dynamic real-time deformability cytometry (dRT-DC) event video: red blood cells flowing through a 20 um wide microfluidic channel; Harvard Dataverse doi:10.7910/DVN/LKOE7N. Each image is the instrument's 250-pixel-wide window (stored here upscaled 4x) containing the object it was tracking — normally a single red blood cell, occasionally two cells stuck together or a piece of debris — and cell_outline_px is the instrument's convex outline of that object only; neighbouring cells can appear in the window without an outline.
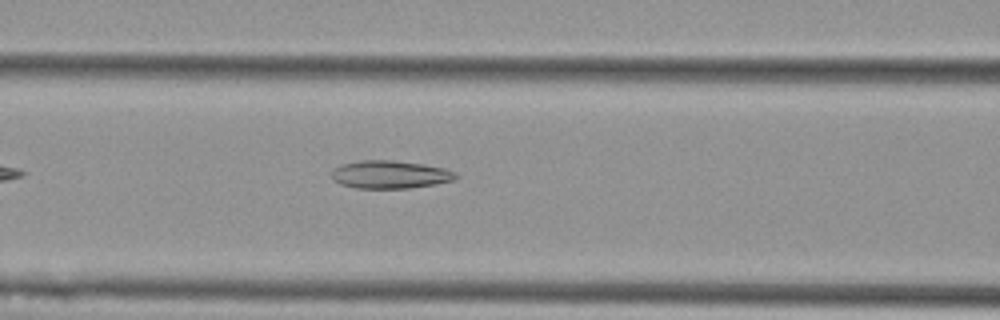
{"species": "Egyptian fruit bat (a non-hibernating species)", "species_latin": "Rousettus aegyptiacus", "temperature_condition": "cold", "stored_images_in_passage": 35, "camera_frame_rate_fps": 3000, "um_per_image_px": 0.085, "animal": {"sex": "female"}, "frame": {"image": 1, "passage_image": 6, "time_ms": 1.667, "image_size_px": [1000, 320], "cell_outline_px": [[460, 176], [456, 180], [436, 184], [408, 188], [356, 188], [340, 184], [332, 176], [332, 172], [340, 164], [360, 160], [392, 160], [424, 164], [444, 168], [456, 172]], "centroid_in_image_um": [33.21, 14.83], "position_along_channel_um": 133.4, "area_um2": 20.29}}
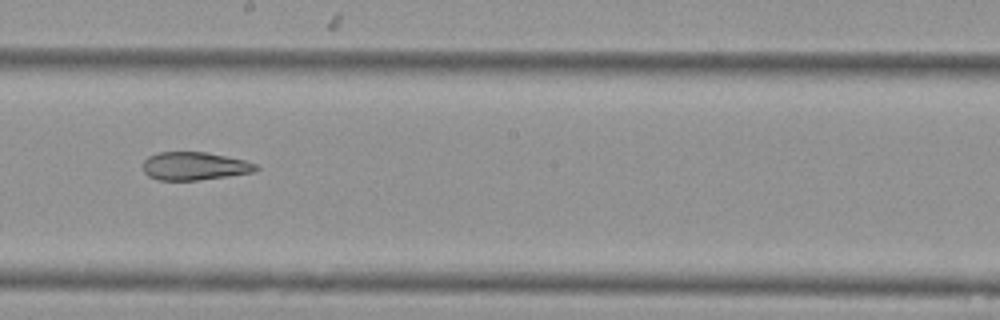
{"frame": {"image": 2, "passage_image": 14, "time_ms": 4.333, "image_size_px": [1000, 320], "cell_outline_px": [[260, 168], [252, 172], [228, 176], [196, 180], [156, 180], [148, 176], [144, 172], [144, 160], [148, 156], [160, 152], [208, 152], [244, 160], [256, 164]], "centroid_in_image_um": [16.52, 14.11], "position_along_channel_um": 231.7, "area_um2": 18.44}}
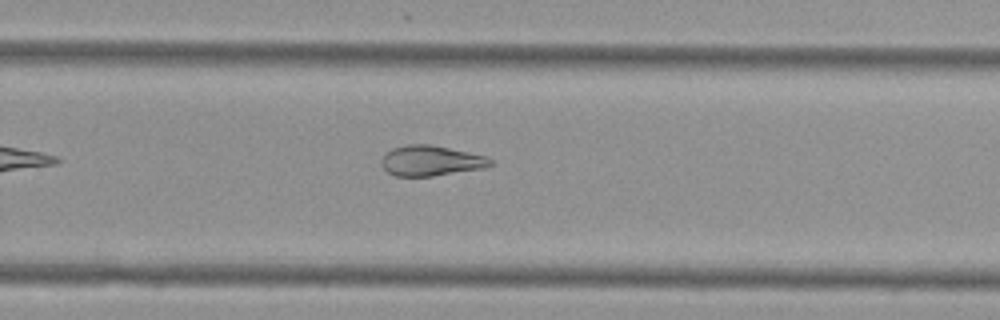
{"frame": {"image": 3, "passage_image": 19, "time_ms": 6.0, "image_size_px": [1000, 320], "cell_outline_px": [[496, 164], [480, 168], [432, 176], [396, 176], [388, 172], [384, 168], [380, 160], [392, 148], [408, 144], [428, 144], [468, 152], [484, 156], [496, 160]], "centroid_in_image_um": [36.64, 13.66], "position_along_channel_um": 293.2, "area_um2": 19.02}, "authors_computed_cell_mechanics": {"area_um2": 20.1722, "velocity_mm_per_s": 3.7101, "shape_relaxation_time_tau1_ms": null, "shape_relaxation_time_tau2_ms": 2.1375, "deformation_change_tau1": null, "deformation_change_tau2": 0.092}}